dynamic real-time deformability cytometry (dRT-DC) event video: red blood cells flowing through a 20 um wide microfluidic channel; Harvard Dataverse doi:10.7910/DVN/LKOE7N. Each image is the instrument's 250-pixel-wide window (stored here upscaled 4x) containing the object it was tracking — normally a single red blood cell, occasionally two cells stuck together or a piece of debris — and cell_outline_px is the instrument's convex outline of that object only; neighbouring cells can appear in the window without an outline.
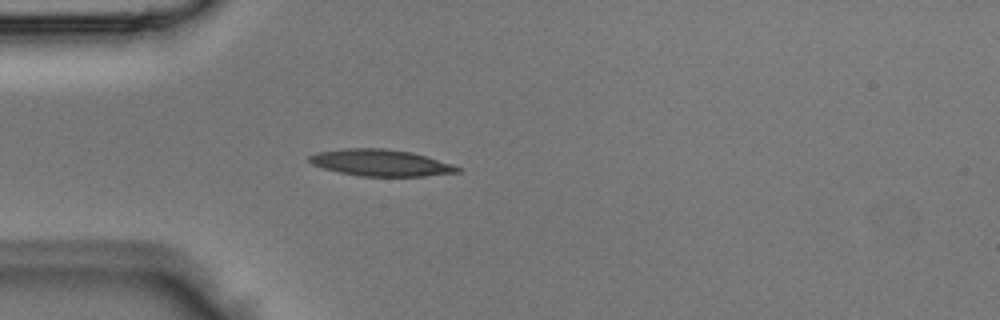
{"species": "Egyptian fruit bat (a non-hibernating species)", "species_latin": "Rousettus aegyptiacus", "temperature_condition": "room temperature", "stored_images_in_passage": 1, "camera_frame_rate_fps": 3000, "um_per_image_px": 0.085, "animal": {"sex": "male"}, "frame": {"image": 1, "passage_image": 1, "time_ms": 0.0, "image_size_px": [1000, 320], "cell_outline_px": [[464, 168], [460, 172], [424, 176], [360, 176], [340, 172], [324, 168], [312, 164], [308, 160], [308, 156], [316, 152], [344, 148], [384, 148], [412, 152], [452, 164]], "centroid_in_image_um": [32.37, 13.83], "position_along_channel_um": 52.6, "area_um2": 23.0}}